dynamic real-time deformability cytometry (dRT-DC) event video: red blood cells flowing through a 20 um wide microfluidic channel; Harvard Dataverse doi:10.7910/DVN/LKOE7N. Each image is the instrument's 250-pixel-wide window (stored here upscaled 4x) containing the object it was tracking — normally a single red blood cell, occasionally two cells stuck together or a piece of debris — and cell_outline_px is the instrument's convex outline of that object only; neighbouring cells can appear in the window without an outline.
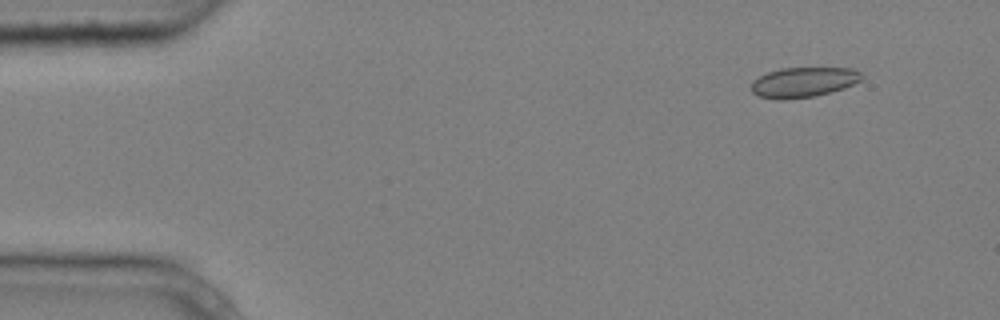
{"species": "common noctule bat (a hibernating species)", "species_latin": "Nyctalus noctula", "temperature_condition": "cold", "stored_images_in_passage": 4, "camera_frame_rate_fps": 3000, "um_per_image_px": 0.085, "animal": {"sex": "male", "body_mass_g": 20.4}, "frame": {"image": 1, "passage_image": 2, "time_ms": 0.333, "image_size_px": [1000, 320], "cell_outline_px": [[864, 76], [860, 80], [844, 88], [816, 96], [784, 100], [776, 100], [760, 96], [752, 92], [752, 80], [768, 72], [780, 68], [852, 68], [860, 72]], "centroid_in_image_um": [68.28, 6.99], "position_along_channel_um": 16.7, "area_um2": 19.36}}
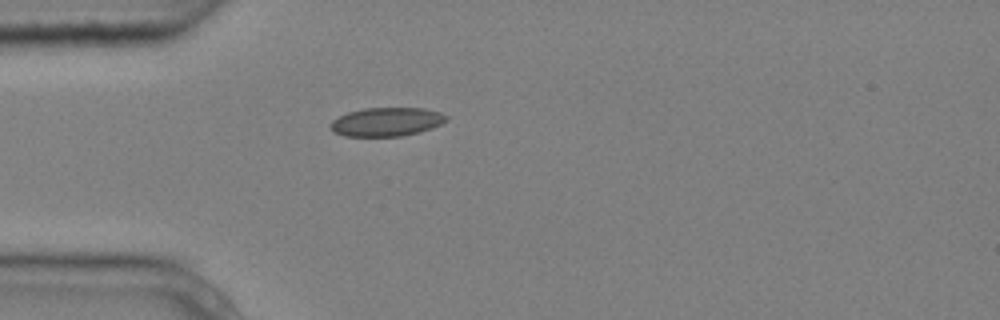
{"frame": {"image": 2, "passage_image": 4, "time_ms": 1.0, "image_size_px": [1000, 320], "cell_outline_px": [[448, 120], [432, 128], [420, 132], [400, 136], [344, 136], [332, 132], [328, 124], [332, 120], [348, 112], [364, 108], [424, 108], [440, 112], [448, 116]], "centroid_in_image_um": [32.84, 10.36], "position_along_channel_um": 52.2, "area_um2": 19.54}}